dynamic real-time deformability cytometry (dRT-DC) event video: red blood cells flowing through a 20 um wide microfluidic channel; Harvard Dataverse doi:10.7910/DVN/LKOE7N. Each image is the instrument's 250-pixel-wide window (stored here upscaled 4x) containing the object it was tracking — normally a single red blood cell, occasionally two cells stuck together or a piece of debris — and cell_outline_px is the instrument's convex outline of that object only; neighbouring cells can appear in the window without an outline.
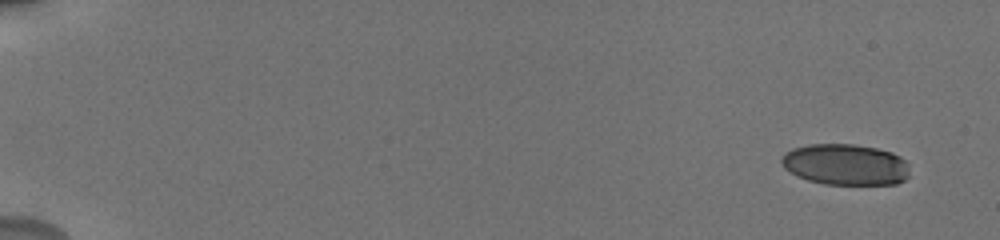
{"species": "human", "species_latin": "Homo sapiens", "temperature_condition": "cold", "stored_images_in_passage": 66, "camera_frame_rate_fps": 3000, "um_per_image_px": 0.085, "donor": {"sex": "male"}, "frame": {"image": 1, "passage_image": 1, "time_ms": 0.0, "image_size_px": [1000, 240], "cell_outline_px": [[908, 176], [904, 180], [896, 184], [824, 184], [808, 180], [796, 176], [784, 168], [780, 160], [780, 156], [784, 152], [792, 148], [808, 144], [856, 144], [876, 148], [892, 152], [900, 156], [908, 164]], "centroid_in_image_um": [71.83, 13.98], "position_along_channel_um": 13.2, "area_um2": 30.98}}
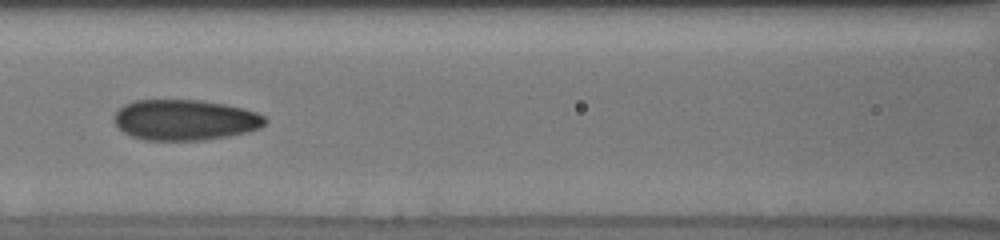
{"frame": {"image": 2, "passage_image": 28, "time_ms": 8.333, "image_size_px": [1000, 240], "cell_outline_px": [[268, 120], [260, 128], [248, 132], [228, 136], [204, 140], [144, 140], [132, 136], [124, 132], [112, 120], [112, 116], [124, 104], [132, 100], [200, 100], [224, 104], [244, 108], [256, 112], [264, 116]], "centroid_in_image_um": [15.71, 10.19], "position_along_channel_um": 150.9, "area_um2": 35.95}}
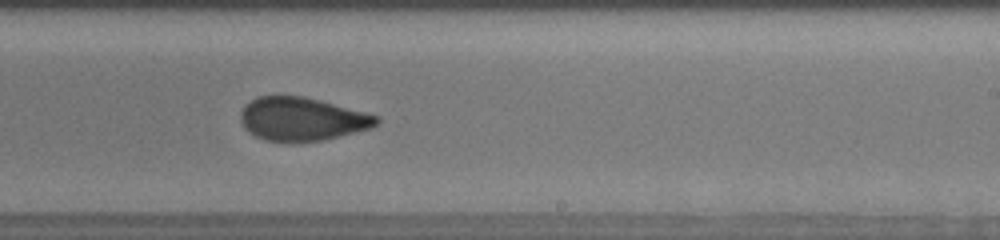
{"frame": {"image": 3, "passage_image": 39, "time_ms": 11.333, "image_size_px": [1000, 240], "cell_outline_px": [[380, 120], [372, 128], [356, 132], [320, 140], [292, 144], [264, 140], [248, 132], [244, 128], [240, 120], [240, 112], [244, 104], [256, 96], [304, 96], [320, 100], [380, 116]], "centroid_in_image_um": [25.63, 10.13], "position_along_channel_um": 263.4, "area_um2": 34.85}, "authors_computed_cell_mechanics": {"area_um2": 34.0442, "velocity_mm_per_s": 3.7617, "shape_relaxation_time_tau1_ms": null, "shape_relaxation_time_tau2_ms": 1.2177, "deformation_change_tau1": null, "deformation_change_tau2": 0.0753}}